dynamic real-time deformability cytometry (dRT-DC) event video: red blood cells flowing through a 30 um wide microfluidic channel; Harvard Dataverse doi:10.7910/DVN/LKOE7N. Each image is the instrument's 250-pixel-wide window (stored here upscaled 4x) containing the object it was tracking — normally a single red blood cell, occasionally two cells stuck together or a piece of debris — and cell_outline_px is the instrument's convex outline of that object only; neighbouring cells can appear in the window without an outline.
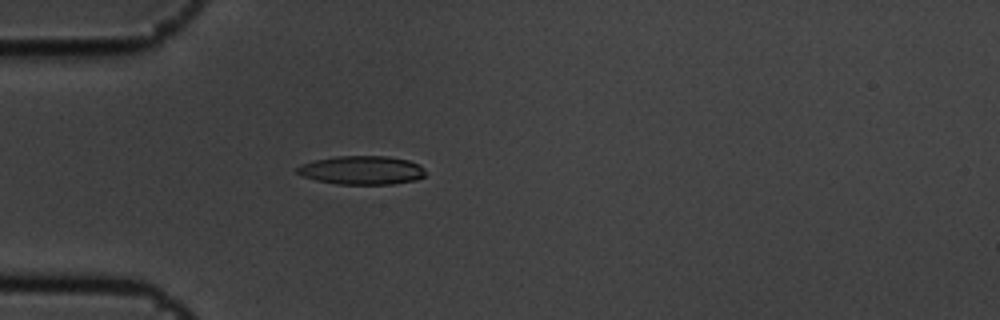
{"species": "common noctule bat (a hibernating species)", "species_latin": "Nyctalus noctula", "temperature_condition": "cold", "stored_images_in_passage": 4, "camera_frame_rate_fps": 3000, "um_per_image_px": 0.085, "animal": {"sex": "male", "body_mass_g": 19.5, "forearm_length_mm": 54.6}, "frame": {"image": 1, "passage_image": 4, "time_ms": 1.0, "image_size_px": [1000, 320], "cell_outline_px": [[424, 176], [416, 180], [392, 184], [336, 184], [316, 180], [304, 176], [296, 172], [296, 168], [300, 164], [316, 160], [336, 156], [388, 156], [408, 160], [420, 164], [424, 168]], "centroid_in_image_um": [30.76, 14.46], "position_along_channel_um": 54.2, "area_um2": 21.44}}